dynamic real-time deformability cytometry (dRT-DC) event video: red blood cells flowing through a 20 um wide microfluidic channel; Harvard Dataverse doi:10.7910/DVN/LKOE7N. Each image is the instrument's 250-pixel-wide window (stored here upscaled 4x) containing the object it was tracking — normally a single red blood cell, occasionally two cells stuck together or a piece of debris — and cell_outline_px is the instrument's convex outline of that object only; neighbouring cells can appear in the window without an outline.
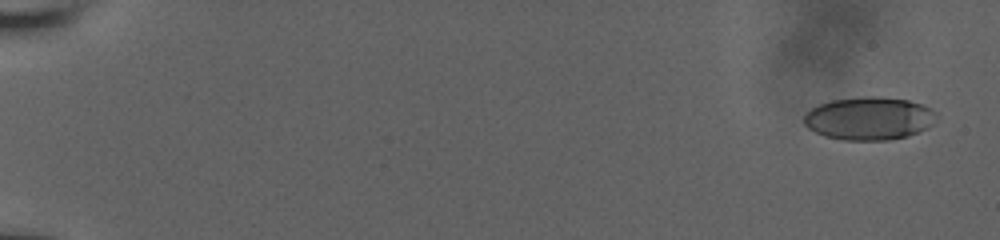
{"species": "human", "species_latin": "Homo sapiens", "temperature_condition": "room temperature", "stored_images_in_passage": 10, "camera_frame_rate_fps": 3000, "um_per_image_px": 0.085, "donor": {"sex": "male"}, "frame": {"image": 1, "passage_image": 1, "time_ms": 0.0, "image_size_px": [1000, 240], "cell_outline_px": [[936, 112], [932, 124], [928, 128], [908, 136], [892, 140], [844, 140], [824, 136], [808, 128], [804, 124], [804, 116], [812, 108], [820, 104], [832, 100], [864, 96], [872, 96], [908, 100], [932, 108]], "centroid_in_image_um": [73.88, 10.07], "position_along_channel_um": 11.1, "area_um2": 33.12}}
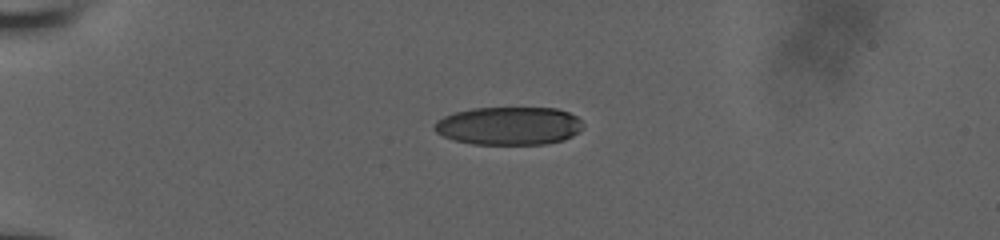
{"frame": {"image": 2, "passage_image": 6, "time_ms": 4.667, "image_size_px": [1000, 240], "cell_outline_px": [[584, 128], [580, 132], [564, 140], [544, 144], [472, 144], [456, 140], [444, 136], [436, 132], [432, 128], [432, 124], [436, 120], [452, 112], [472, 108], [556, 108], [568, 112], [576, 116], [584, 124]], "centroid_in_image_um": [43.25, 10.69], "position_along_channel_um": 41.7, "area_um2": 33.35}}